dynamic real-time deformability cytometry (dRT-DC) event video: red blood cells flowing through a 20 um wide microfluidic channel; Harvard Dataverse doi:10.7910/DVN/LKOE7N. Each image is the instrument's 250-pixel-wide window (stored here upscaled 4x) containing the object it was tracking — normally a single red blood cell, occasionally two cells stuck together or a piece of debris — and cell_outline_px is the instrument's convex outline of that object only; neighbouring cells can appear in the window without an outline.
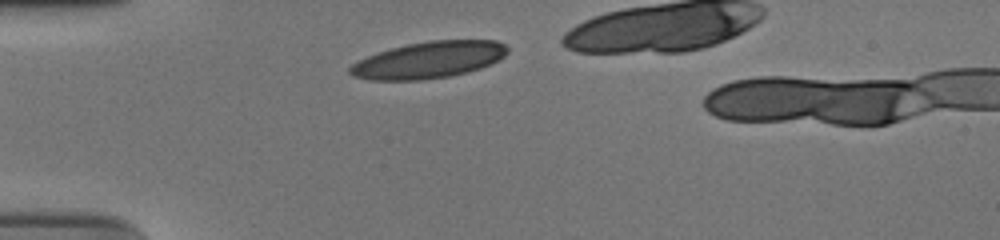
{"species": "human", "species_latin": "Homo sapiens", "temperature_condition": "cold", "stored_images_in_passage": 31, "camera_frame_rate_fps": 3000, "um_per_image_px": 0.085, "donor": {"sex": "male"}, "frame": {"image": 1, "passage_image": 1, "time_ms": 0.0, "image_size_px": [1000, 240], "cell_outline_px": [[508, 52], [500, 60], [492, 64], [468, 72], [448, 76], [420, 80], [368, 80], [352, 76], [348, 72], [348, 68], [352, 64], [368, 56], [392, 48], [408, 44], [428, 40], [496, 40], [504, 44], [508, 48]], "centroid_in_image_um": [36.46, 5.1], "position_along_channel_um": 48.5, "area_um2": 33.64}}
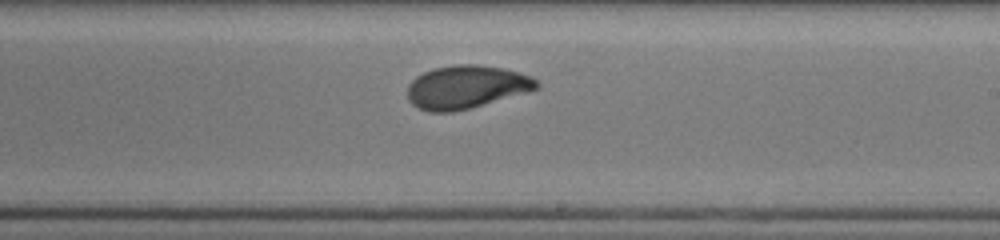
{"frame": {"image": 2, "passage_image": 19, "time_ms": 6.0, "image_size_px": [1000, 240], "cell_outline_px": [[540, 84], [536, 88], [524, 92], [468, 108], [452, 112], [428, 112], [412, 104], [408, 100], [408, 84], [416, 76], [432, 68], [456, 64], [476, 64], [504, 68], [520, 72], [532, 76]], "centroid_in_image_um": [39.59, 7.37], "position_along_channel_um": 249.4, "area_um2": 32.19}}
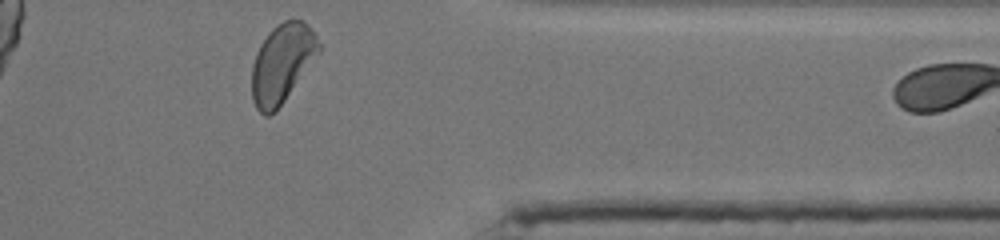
{"frame": {"image": 3, "passage_image": 31, "time_ms": 10.0, "image_size_px": [1000, 240], "cell_outline_px": [[320, 52], [276, 112], [268, 116], [264, 116], [256, 108], [252, 100], [252, 64], [256, 52], [260, 44], [272, 28], [276, 24], [284, 20], [304, 20], [308, 24], [316, 36], [320, 44]], "centroid_in_image_um": [23.96, 5.39], "position_along_channel_um": 387.4, "area_um2": 30.87}, "authors_computed_cell_mechanics": {"area_um2": 32.4258, "velocity_mm_per_s": 3.715, "shape_relaxation_time_tau1_ms": 4.4875, "shape_relaxation_time_tau2_ms": 1.4745, "deformation_change_tau1": 0.1646, "deformation_change_tau2": 0.0621}}